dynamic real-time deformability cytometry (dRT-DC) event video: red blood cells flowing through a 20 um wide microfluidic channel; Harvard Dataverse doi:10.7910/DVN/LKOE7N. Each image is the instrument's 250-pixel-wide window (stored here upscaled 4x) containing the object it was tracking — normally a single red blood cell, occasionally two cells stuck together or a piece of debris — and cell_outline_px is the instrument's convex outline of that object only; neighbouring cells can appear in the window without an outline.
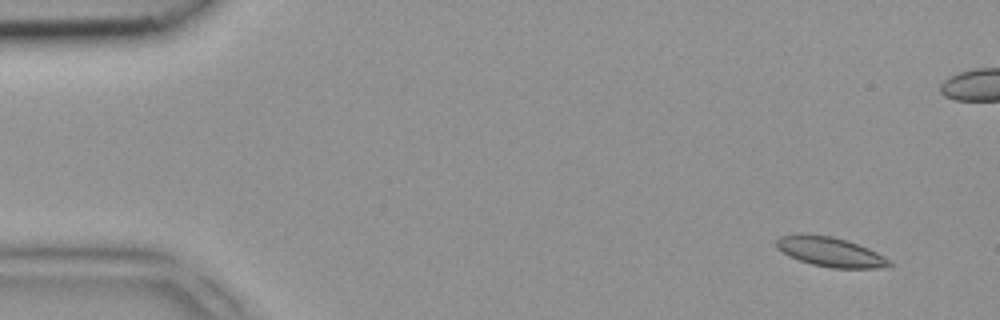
{"species": "common noctule bat (a hibernating species)", "species_latin": "Nyctalus noctula", "temperature_condition": "room temperature", "stored_images_in_passage": 4, "camera_frame_rate_fps": 3000, "um_per_image_px": 0.085, "animal": {"sex": "female", "body_mass_g": 18.4}, "frame": {"image": 1, "passage_image": 1, "time_ms": 0.0, "image_size_px": [1000, 320], "cell_outline_px": [[892, 264], [876, 268], [832, 268], [812, 264], [788, 256], [776, 248], [776, 240], [780, 236], [796, 232], [832, 236], [848, 240], [868, 248], [884, 256]], "centroid_in_image_um": [70.5, 21.38], "position_along_channel_um": 14.5, "area_um2": 19.59}}